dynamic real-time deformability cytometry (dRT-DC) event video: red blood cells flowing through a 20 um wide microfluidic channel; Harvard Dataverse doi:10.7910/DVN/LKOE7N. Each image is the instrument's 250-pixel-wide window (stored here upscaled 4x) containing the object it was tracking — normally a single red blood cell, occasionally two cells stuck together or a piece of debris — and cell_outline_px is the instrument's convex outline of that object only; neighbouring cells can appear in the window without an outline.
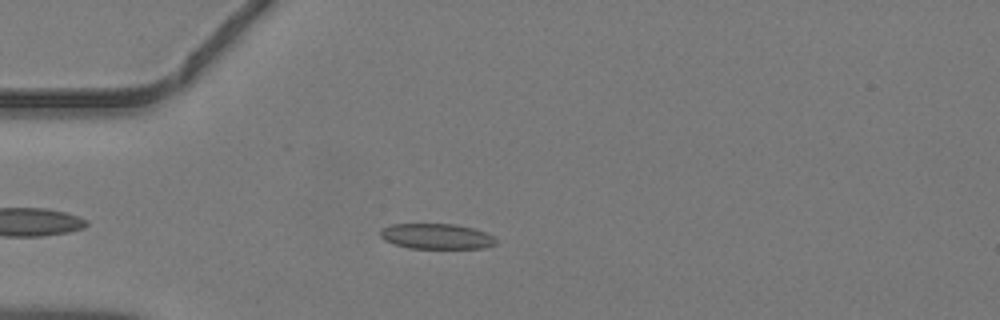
{"species": "common noctule bat (a hibernating species)", "species_latin": "Nyctalus noctula", "temperature_condition": "warm", "stored_images_in_passage": 36, "camera_frame_rate_fps": 3000, "um_per_image_px": 0.085, "animal": {"sex": "male", "body_mass_g": 19.2, "forearm_length_mm": 51.8}, "frame": {"image": 1, "passage_image": 5, "time_ms": 1.333, "image_size_px": [1000, 320], "cell_outline_px": [[496, 244], [484, 248], [408, 248], [384, 240], [380, 236], [380, 228], [392, 224], [456, 224], [472, 228], [484, 232], [492, 236], [496, 240]], "centroid_in_image_um": [37.07, 20.08], "position_along_channel_um": 47.9, "area_um2": 17.05}}
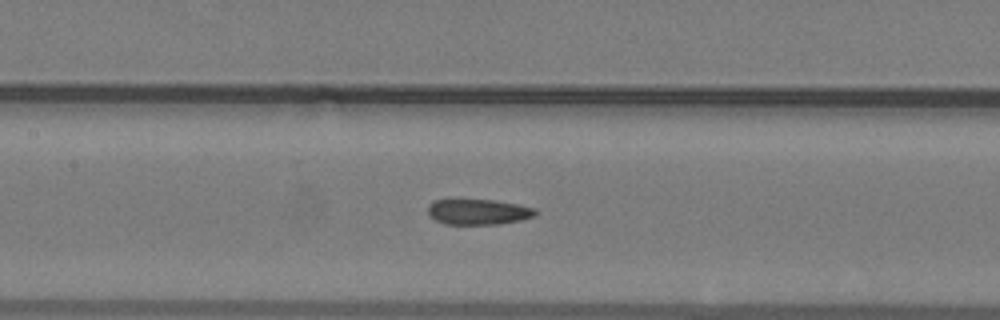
{"frame": {"image": 2, "passage_image": 14, "time_ms": 4.333, "image_size_px": [1000, 320], "cell_outline_px": [[536, 216], [520, 220], [496, 224], [444, 224], [436, 220], [428, 212], [428, 204], [436, 200], [448, 196], [452, 196], [492, 200], [516, 204], [536, 208]], "centroid_in_image_um": [40.58, 17.95], "position_along_channel_um": 166.8, "area_um2": 16.65}}
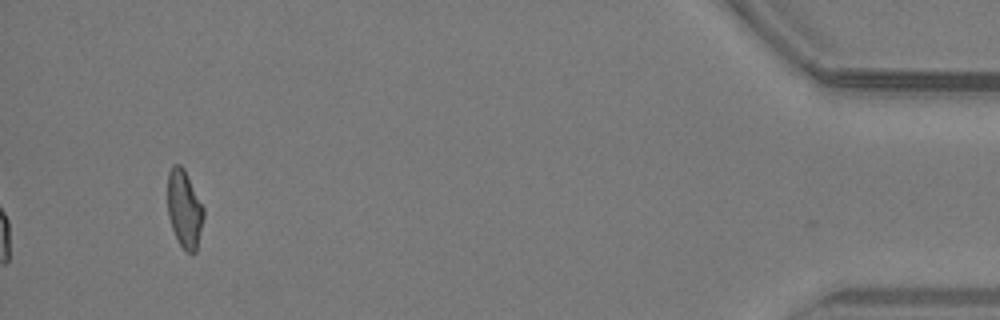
{"frame": {"image": 3, "passage_image": 36, "time_ms": 11.667, "image_size_px": [1000, 320], "cell_outline_px": [[204, 216], [196, 252], [184, 252], [172, 228], [168, 216], [168, 172], [172, 164], [180, 164], [184, 168], [204, 208]], "centroid_in_image_um": [15.67, 17.75], "position_along_channel_um": 419.5, "area_um2": 16.3}}